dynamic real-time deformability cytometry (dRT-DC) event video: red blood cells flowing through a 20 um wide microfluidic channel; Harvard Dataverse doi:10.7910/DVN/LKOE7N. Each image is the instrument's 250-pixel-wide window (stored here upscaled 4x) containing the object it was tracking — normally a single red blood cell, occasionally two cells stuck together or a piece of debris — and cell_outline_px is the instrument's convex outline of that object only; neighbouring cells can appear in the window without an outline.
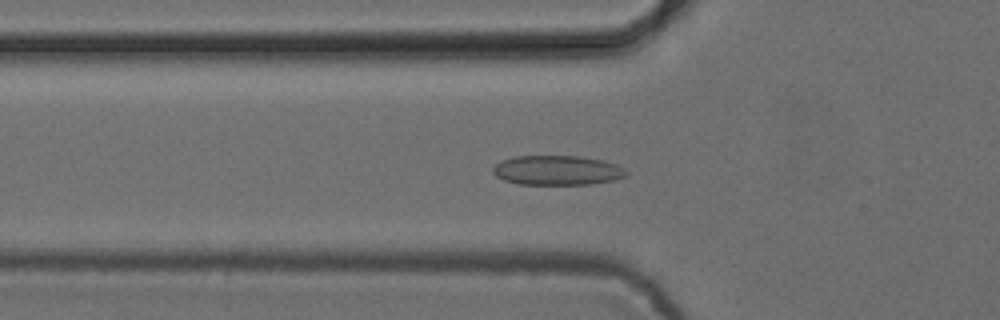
{"species": "common noctule bat (a hibernating species)", "species_latin": "Nyctalus noctula", "temperature_condition": "cold", "stored_images_in_passage": 53, "camera_frame_rate_fps": 3000, "um_per_image_px": 0.085, "animal": {"sex": "female", "body_mass_g": 24.6, "forearm_length_mm": 56.2}, "frame": {"image": 1, "passage_image": 18, "time_ms": 5.667, "image_size_px": [1000, 320], "cell_outline_px": [[628, 172], [624, 176], [616, 180], [592, 184], [520, 184], [504, 180], [496, 176], [492, 172], [492, 168], [500, 160], [516, 156], [580, 156], [604, 160], [616, 164], [624, 168]], "centroid_in_image_um": [47.37, 14.47], "position_along_channel_um": 78.4, "area_um2": 23.12}}
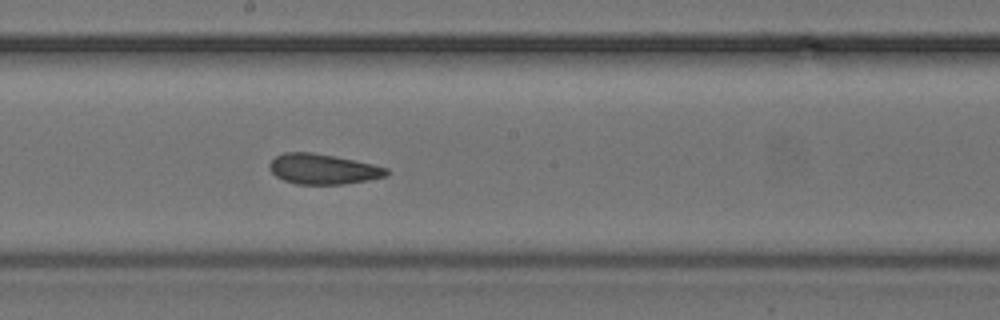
{"frame": {"image": 2, "passage_image": 29, "time_ms": 9.333, "image_size_px": [1000, 320], "cell_outline_px": [[388, 172], [384, 176], [368, 180], [344, 184], [296, 184], [284, 180], [276, 176], [268, 168], [268, 164], [276, 156], [284, 152], [312, 152], [336, 156], [372, 164], [388, 168]], "centroid_in_image_um": [27.42, 14.36], "position_along_channel_um": 220.8, "area_um2": 20.58}}
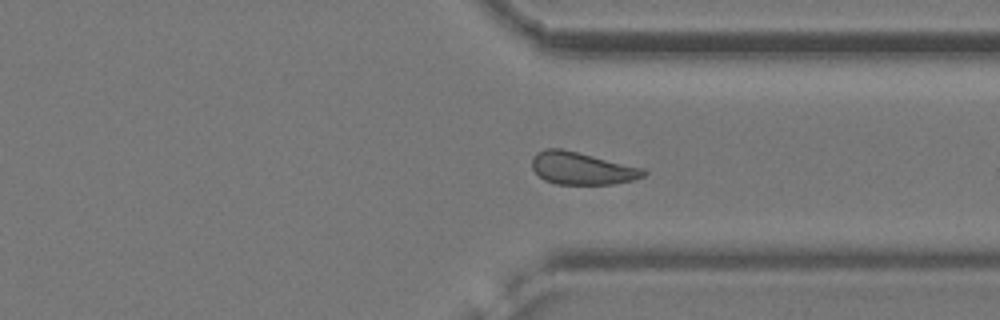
{"frame": {"image": 3, "passage_image": 40, "time_ms": 13.0, "image_size_px": [1000, 320], "cell_outline_px": [[648, 172], [644, 176], [632, 180], [612, 184], [556, 184], [544, 180], [532, 168], [532, 156], [536, 152], [544, 148], [560, 148], [644, 168]], "centroid_in_image_um": [49.44, 14.3], "position_along_channel_um": 362.0, "area_um2": 21.04}, "authors_computed_cell_mechanics": {"area_um2": 21.4438, "velocity_mm_per_s": 3.8744, "shape_relaxation_time_tau1_ms": 7.1654, "shape_relaxation_time_tau2_ms": 2.0519, "deformation_change_tau1": 0.1109, "deformation_change_tau2": 0.0843}}